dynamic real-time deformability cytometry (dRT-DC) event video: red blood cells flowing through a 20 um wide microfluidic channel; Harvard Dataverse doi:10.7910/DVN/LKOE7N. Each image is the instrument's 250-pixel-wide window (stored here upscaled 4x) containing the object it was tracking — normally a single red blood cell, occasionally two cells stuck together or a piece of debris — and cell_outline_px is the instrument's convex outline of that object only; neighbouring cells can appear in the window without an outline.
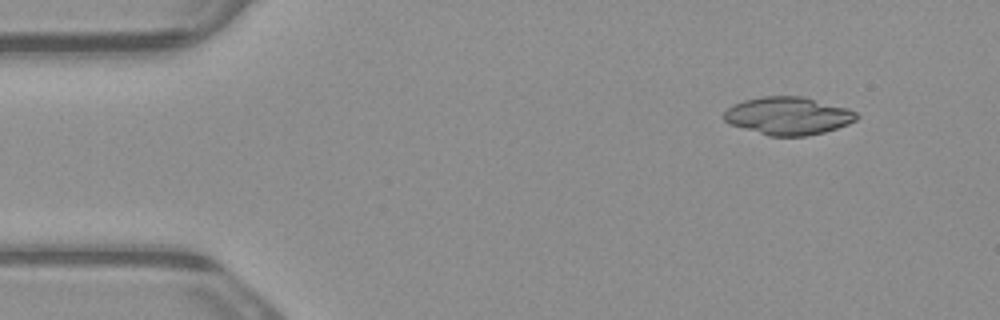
{"species": "common noctule bat (a hibernating species)", "species_latin": "Nyctalus noctula", "temperature_condition": "warm", "stored_images_in_passage": 8, "camera_frame_rate_fps": 3000, "um_per_image_px": 0.085, "animal": {"sex": "male", "body_mass_g": 23.1, "forearm_length_mm": 52.7}, "frame": {"image": 1, "passage_image": 1, "time_ms": 0.0, "image_size_px": [1000, 320], "cell_outline_px": [[860, 116], [856, 120], [848, 124], [824, 132], [804, 136], [768, 136], [728, 124], [724, 120], [724, 112], [732, 104], [744, 100], [764, 96], [804, 96], [848, 108], [856, 112]], "centroid_in_image_um": [66.98, 9.84], "position_along_channel_um": 18.0, "area_um2": 29.42}}
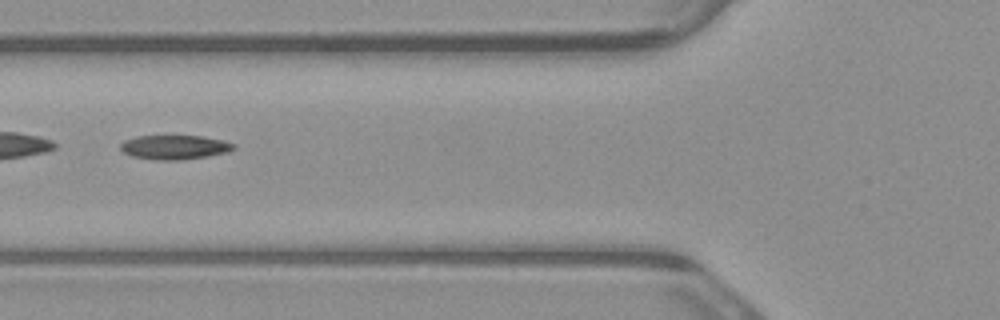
{"frame": {"image": 2, "passage_image": 5, "time_ms": 1.333, "image_size_px": [1000, 320], "cell_outline_px": [[236, 148], [228, 152], [208, 156], [180, 160], [156, 160], [132, 156], [124, 152], [120, 148], [120, 144], [124, 140], [136, 136], [204, 136], [224, 140], [236, 144]], "centroid_in_image_um": [14.87, 12.51], "position_along_channel_um": 110.9, "area_um2": 16.13}}
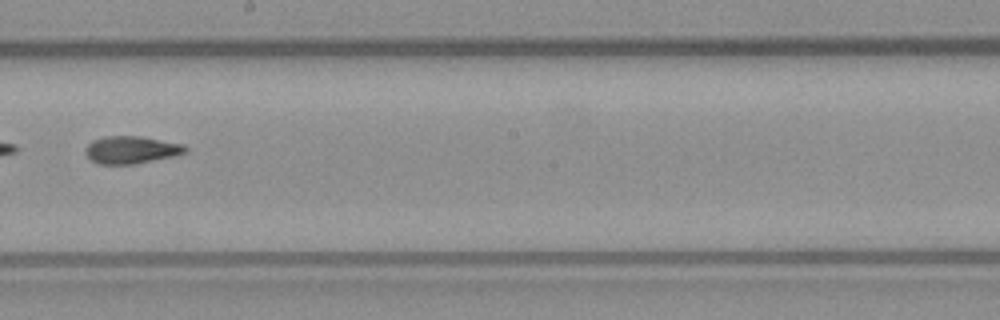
{"frame": {"image": 3, "passage_image": 8, "time_ms": 2.333, "image_size_px": [1000, 320], "cell_outline_px": [[188, 152], [172, 156], [136, 164], [100, 164], [92, 160], [84, 152], [88, 144], [92, 140], [104, 136], [140, 136], [184, 144], [188, 148]], "centroid_in_image_um": [11.17, 12.73], "position_along_channel_um": 237.0, "area_um2": 16.01}}